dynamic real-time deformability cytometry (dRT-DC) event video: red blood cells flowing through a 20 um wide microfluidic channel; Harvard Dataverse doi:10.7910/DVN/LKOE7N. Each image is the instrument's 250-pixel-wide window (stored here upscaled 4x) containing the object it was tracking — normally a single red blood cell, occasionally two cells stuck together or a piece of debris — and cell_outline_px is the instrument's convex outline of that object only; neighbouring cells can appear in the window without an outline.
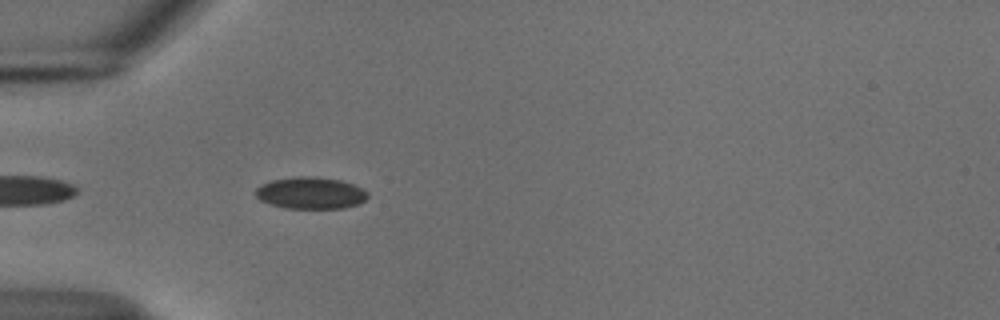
{"species": "common noctule bat (a hibernating species)", "species_latin": "Nyctalus noctula", "temperature_condition": "cold", "stored_images_in_passage": 6, "camera_frame_rate_fps": 3000, "um_per_image_px": 0.085, "animal": {"sex": "male", "body_mass_g": 18.8}, "frame": {"image": 1, "passage_image": 3, "time_ms": 0.667, "image_size_px": [1000, 320], "cell_outline_px": [[368, 196], [360, 204], [344, 208], [284, 208], [260, 200], [256, 196], [256, 188], [260, 184], [272, 180], [300, 176], [316, 176], [340, 180], [352, 184], [368, 192]], "centroid_in_image_um": [26.4, 16.4], "position_along_channel_um": 58.6, "area_um2": 20.75}}